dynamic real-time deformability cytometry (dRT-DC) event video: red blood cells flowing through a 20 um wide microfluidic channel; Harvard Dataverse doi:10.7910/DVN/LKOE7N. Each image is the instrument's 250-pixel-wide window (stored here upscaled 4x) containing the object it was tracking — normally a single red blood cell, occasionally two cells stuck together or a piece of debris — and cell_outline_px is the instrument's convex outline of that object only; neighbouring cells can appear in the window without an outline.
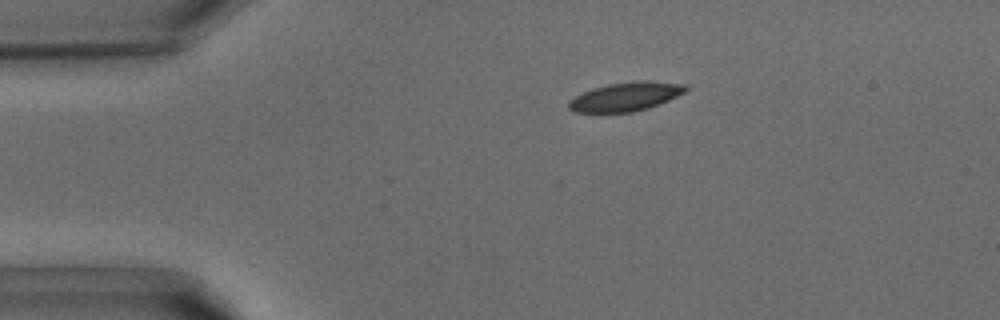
{"species": "common noctule bat (a hibernating species)", "species_latin": "Nyctalus noctula", "temperature_condition": "warm", "stored_images_in_passage": 33, "camera_frame_rate_fps": 3000, "um_per_image_px": 0.085, "animal": {"sex": "male", "body_mass_g": 15.6}, "frame": {"image": 1, "passage_image": 1, "time_ms": 0.0, "image_size_px": [1000, 320], "cell_outline_px": [[688, 88], [684, 92], [668, 100], [648, 108], [632, 112], [576, 112], [568, 108], [568, 100], [592, 88], [608, 84], [640, 80], [648, 80], [684, 84]], "centroid_in_image_um": [53.17, 8.2], "position_along_channel_um": 31.8, "area_um2": 19.48}}
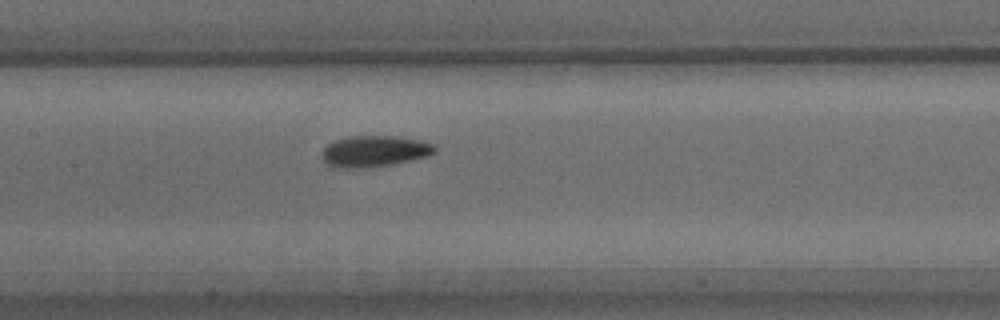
{"frame": {"image": 2, "passage_image": 12, "time_ms": 3.667, "image_size_px": [1000, 320], "cell_outline_px": [[436, 152], [428, 156], [392, 164], [368, 168], [328, 168], [320, 152], [328, 144], [336, 140], [348, 136], [400, 136], [420, 140], [436, 144]], "centroid_in_image_um": [31.81, 12.86], "position_along_channel_um": 175.6, "area_um2": 20.92}}
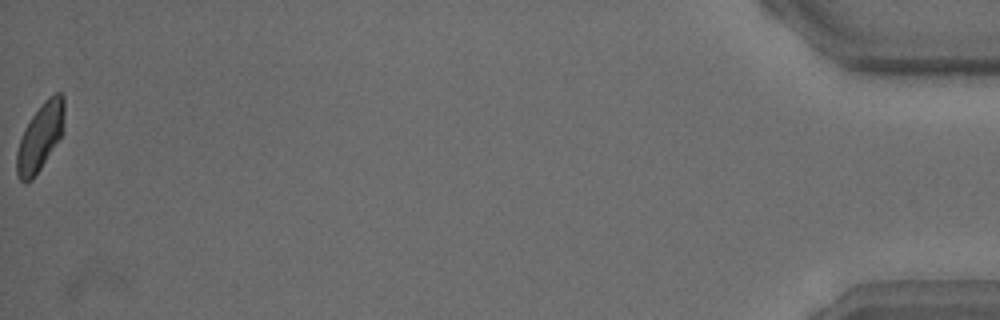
{"frame": {"image": 3, "passage_image": 33, "time_ms": 10.667, "image_size_px": [1000, 320], "cell_outline_px": [[64, 132], [32, 180], [24, 184], [20, 180], [16, 172], [16, 152], [24, 128], [32, 116], [44, 100], [48, 96], [56, 92], [60, 92], [64, 96]], "centroid_in_image_um": [3.42, 11.63], "position_along_channel_um": 431.8, "area_um2": 18.79}}